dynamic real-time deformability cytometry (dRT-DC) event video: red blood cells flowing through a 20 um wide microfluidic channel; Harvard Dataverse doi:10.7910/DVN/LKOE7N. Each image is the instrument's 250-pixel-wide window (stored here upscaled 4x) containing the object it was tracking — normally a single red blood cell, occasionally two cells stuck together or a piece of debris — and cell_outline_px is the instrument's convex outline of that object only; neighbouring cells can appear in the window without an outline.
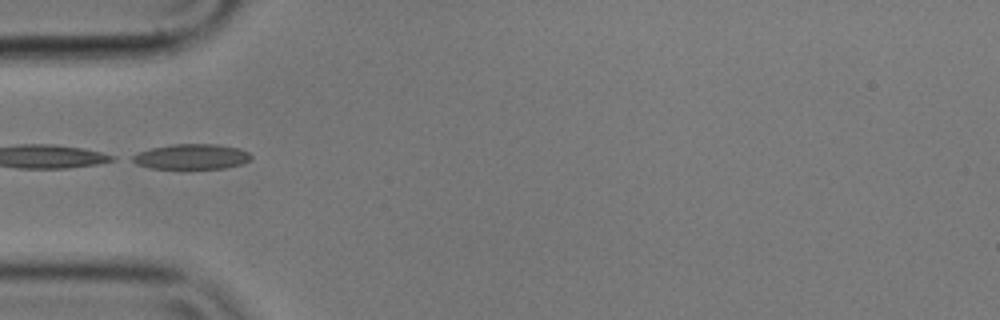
{"species": "common noctule bat (a hibernating species)", "species_latin": "Nyctalus noctula", "temperature_condition": "cold", "stored_images_in_passage": 7, "camera_frame_rate_fps": 3000, "um_per_image_px": 0.085, "animal": {"sex": "male", "body_mass_g": 17.9}, "frame": {"image": 1, "passage_image": 3, "time_ms": 0.667, "image_size_px": [1000, 320], "cell_outline_px": [[252, 160], [244, 164], [224, 168], [152, 168], [136, 164], [128, 160], [132, 156], [140, 152], [152, 148], [176, 144], [216, 144], [240, 148], [248, 152], [252, 156]], "centroid_in_image_um": [16.33, 13.32], "position_along_channel_um": 68.7, "area_um2": 17.46}}
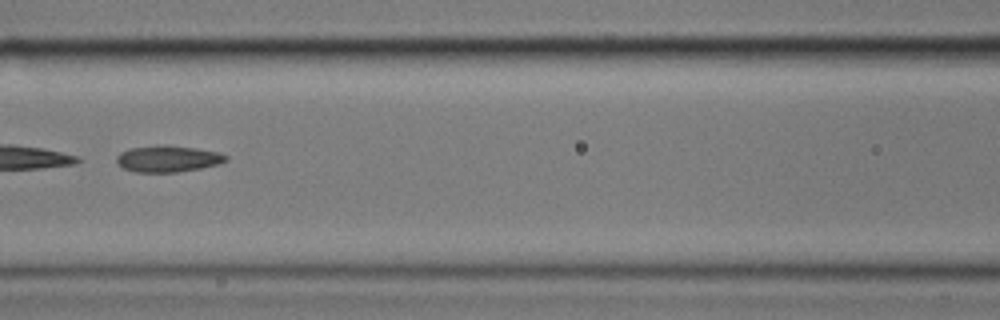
{"frame": {"image": 2, "passage_image": 5, "time_ms": 1.333, "image_size_px": [1000, 320], "cell_outline_px": [[228, 160], [220, 164], [200, 168], [176, 172], [136, 172], [124, 168], [116, 160], [116, 156], [120, 152], [132, 148], [160, 144], [168, 144], [196, 148], [220, 152], [228, 156]], "centroid_in_image_um": [14.31, 13.48], "position_along_channel_um": 152.3, "area_um2": 16.99}}
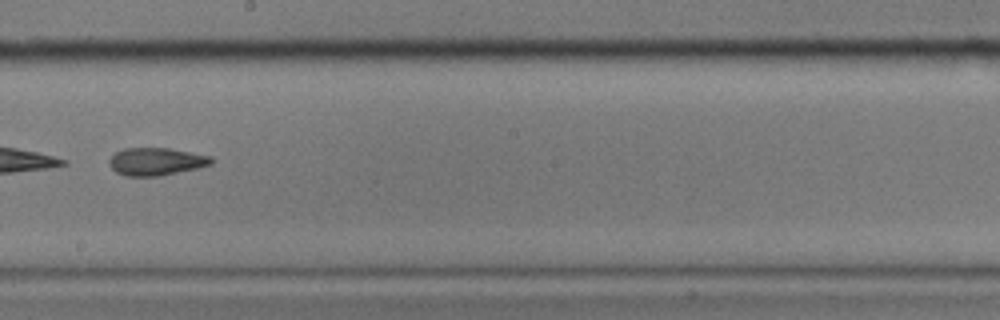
{"frame": {"image": 3, "passage_image": 7, "time_ms": 2.0, "image_size_px": [1000, 320], "cell_outline_px": [[212, 164], [196, 168], [160, 176], [128, 176], [116, 172], [108, 164], [108, 160], [116, 152], [124, 148], [168, 148], [212, 156]], "centroid_in_image_um": [13.25, 13.73], "position_along_channel_um": 234.9, "area_um2": 16.36}}